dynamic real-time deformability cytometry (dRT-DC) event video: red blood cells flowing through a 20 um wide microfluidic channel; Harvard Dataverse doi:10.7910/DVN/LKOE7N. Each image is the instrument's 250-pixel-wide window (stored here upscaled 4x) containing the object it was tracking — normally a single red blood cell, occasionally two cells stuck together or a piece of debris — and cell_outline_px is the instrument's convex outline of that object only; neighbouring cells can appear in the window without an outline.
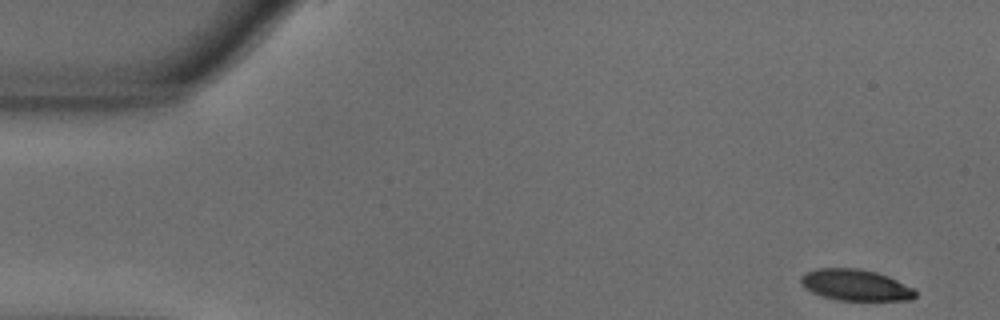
{"species": "common noctule bat (a hibernating species)", "species_latin": "Nyctalus noctula", "temperature_condition": "warm", "stored_images_in_passage": 53, "camera_frame_rate_fps": 3000, "um_per_image_px": 0.085, "animal": {"sex": "male", "body_mass_g": 18.8}, "frame": {"image": 1, "passage_image": 1, "time_ms": 0.0, "image_size_px": [1000, 320], "cell_outline_px": [[916, 296], [912, 300], [836, 300], [812, 292], [804, 288], [800, 280], [800, 276], [816, 268], [856, 268], [876, 272], [888, 276], [916, 288]], "centroid_in_image_um": [72.75, 24.23], "position_along_channel_um": 12.2, "area_um2": 20.92}}
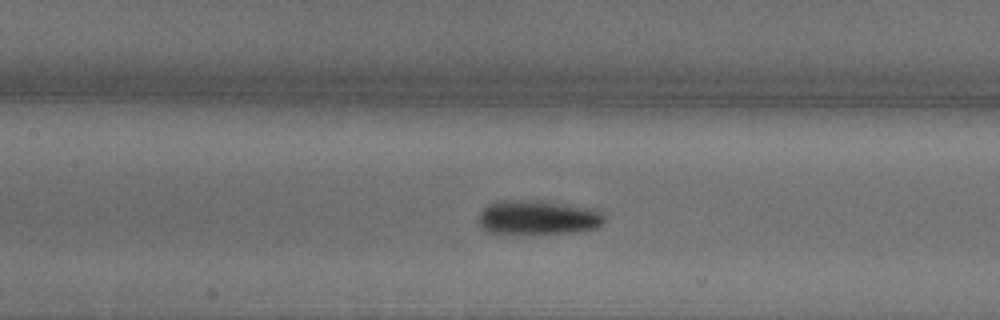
{"frame": {"image": 2, "passage_image": 23, "time_ms": 7.333, "image_size_px": [1000, 320], "cell_outline_px": [[604, 224], [596, 228], [580, 232], [512, 236], [496, 236], [484, 232], [480, 228], [476, 220], [480, 212], [488, 204], [500, 200], [544, 200], [600, 208], [604, 212]], "centroid_in_image_um": [45.69, 18.53], "position_along_channel_um": 161.7, "area_um2": 27.34}}
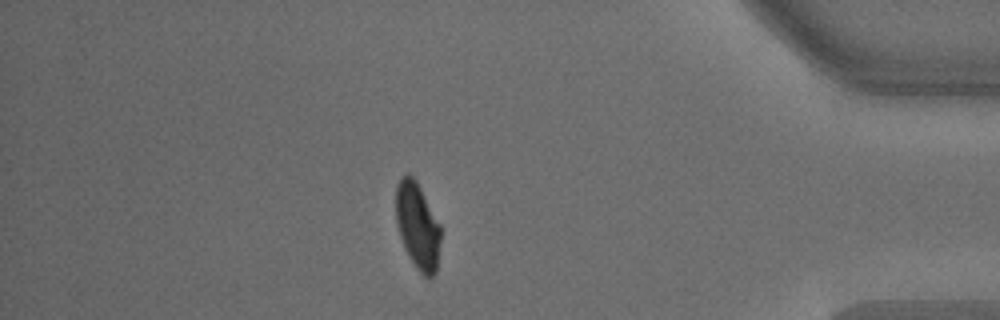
{"frame": {"image": 3, "passage_image": 46, "time_ms": 15.0, "image_size_px": [1000, 320], "cell_outline_px": [[440, 240], [436, 272], [428, 280], [416, 268], [404, 248], [396, 224], [396, 184], [400, 176], [408, 172], [416, 180], [440, 224]], "centroid_in_image_um": [35.47, 19.18], "position_along_channel_um": 399.7, "area_um2": 22.66}, "authors_computed_cell_mechanics": {"area_um2": 23.8714, "velocity_mm_per_s": 3.61, "shape_relaxation_time_tau1_ms": 3.027, "shape_relaxation_time_tau2_ms": 2.9104, "deformation_change_tau1": 0.1598, "deformation_change_tau2": 0.0463}}